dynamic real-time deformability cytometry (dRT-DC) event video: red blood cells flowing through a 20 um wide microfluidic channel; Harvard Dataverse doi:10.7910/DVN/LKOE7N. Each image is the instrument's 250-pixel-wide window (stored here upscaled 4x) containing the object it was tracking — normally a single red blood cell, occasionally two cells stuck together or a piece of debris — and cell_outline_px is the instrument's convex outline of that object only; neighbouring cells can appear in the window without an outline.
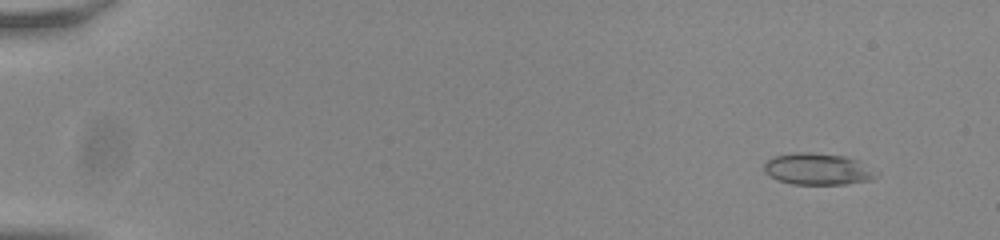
{"species": "common noctule bat (a hibernating species)", "species_latin": "Nyctalus noctula", "temperature_condition": "room temperature", "stored_images_in_passage": 56, "camera_frame_rate_fps": 3000, "um_per_image_px": 0.085, "animal": {"sex": "male", "body_mass_g": 20.0, "forearm_length_mm": 53.3}, "frame": {"image": 1, "passage_image": 6, "time_ms": 1.667, "image_size_px": [1000, 240], "cell_outline_px": [[880, 176], [872, 180], [844, 184], [792, 184], [780, 180], [764, 172], [764, 164], [772, 156], [796, 152], [812, 152], [844, 156], [860, 160], [880, 172]], "centroid_in_image_um": [69.59, 14.36], "position_along_channel_um": 15.4, "area_um2": 20.98}}
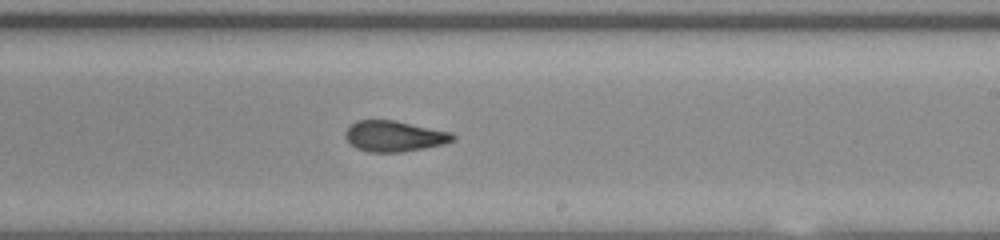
{"frame": {"image": 2, "passage_image": 36, "time_ms": 11.667, "image_size_px": [1000, 240], "cell_outline_px": [[456, 136], [452, 140], [444, 144], [424, 148], [400, 152], [368, 152], [356, 148], [344, 136], [344, 132], [356, 120], [396, 120], [452, 132]], "centroid_in_image_um": [33.51, 11.57], "position_along_channel_um": 255.5, "area_um2": 19.31}}
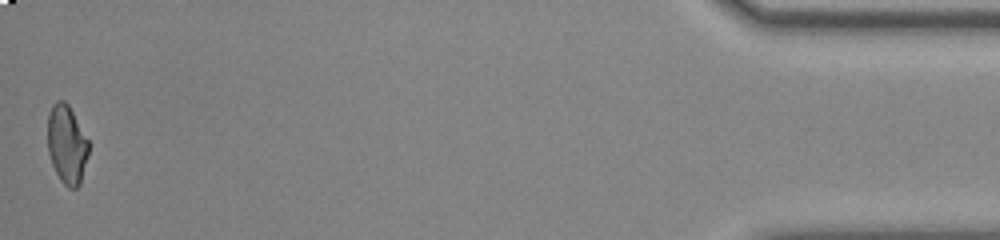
{"frame": {"image": 3, "passage_image": 56, "time_ms": 18.333, "image_size_px": [1000, 240], "cell_outline_px": [[88, 156], [80, 184], [76, 188], [68, 188], [60, 180], [52, 164], [48, 152], [48, 112], [52, 104], [56, 100], [64, 100], [68, 104], [88, 140]], "centroid_in_image_um": [5.67, 12.27], "position_along_channel_um": 429.5, "area_um2": 18.79}, "authors_computed_cell_mechanics": {"area_um2": 19.7965, "velocity_mm_per_s": 3.8373, "shape_relaxation_time_tau1_ms": null, "shape_relaxation_time_tau2_ms": 1.2666, "deformation_change_tau1": null, "deformation_change_tau2": 0.0657}}